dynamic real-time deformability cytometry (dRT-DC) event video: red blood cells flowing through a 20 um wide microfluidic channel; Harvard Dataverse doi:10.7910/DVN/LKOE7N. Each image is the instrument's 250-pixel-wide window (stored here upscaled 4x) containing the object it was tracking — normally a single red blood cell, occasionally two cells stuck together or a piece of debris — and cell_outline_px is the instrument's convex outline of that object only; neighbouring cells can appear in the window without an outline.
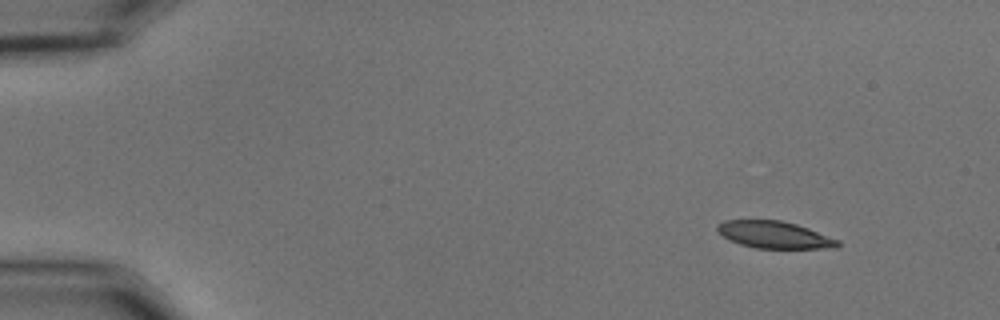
{"species": "common noctule bat (a hibernating species)", "species_latin": "Nyctalus noctula", "temperature_condition": "cold", "stored_images_in_passage": 50, "camera_frame_rate_fps": 3000, "um_per_image_px": 0.085, "animal": {"sex": "male", "body_mass_g": 15.6}, "frame": {"image": 1, "passage_image": 1, "time_ms": 0.0, "image_size_px": [1000, 320], "cell_outline_px": [[840, 244], [836, 248], [756, 248], [740, 244], [724, 236], [716, 228], [724, 220], [780, 220], [796, 224], [808, 228], [840, 240]], "centroid_in_image_um": [65.87, 19.96], "position_along_channel_um": 19.1, "area_um2": 18.73}}
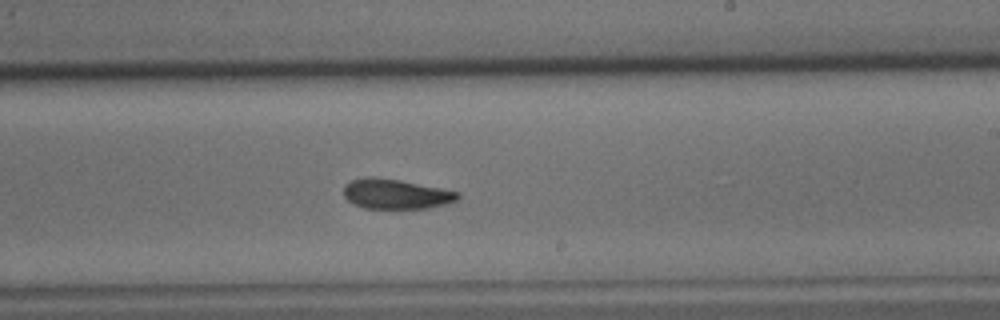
{"frame": {"image": 2, "passage_image": 29, "time_ms": 9.333, "image_size_px": [1000, 320], "cell_outline_px": [[460, 200], [448, 204], [428, 208], [364, 208], [352, 204], [344, 196], [344, 184], [352, 180], [368, 176], [372, 176], [400, 180], [460, 192]], "centroid_in_image_um": [33.67, 16.49], "position_along_channel_um": 255.3, "area_um2": 20.06}}
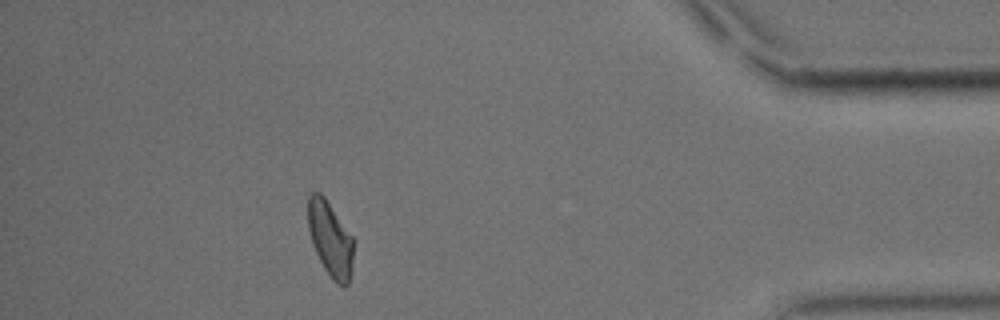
{"frame": {"image": 3, "passage_image": 45, "time_ms": 14.667, "image_size_px": [1000, 320], "cell_outline_px": [[352, 272], [348, 284], [344, 288], [336, 284], [332, 280], [324, 268], [316, 252], [308, 228], [308, 196], [312, 192], [320, 192], [324, 196], [352, 236]], "centroid_in_image_um": [28.07, 20.34], "position_along_channel_um": 407.1, "area_um2": 19.71}, "authors_computed_cell_mechanics": {"area_um2": 20.4612, "velocity_mm_per_s": 3.645, "shape_relaxation_time_tau1_ms": 3.6338, "shape_relaxation_time_tau2_ms": 4.5845, "deformation_change_tau1": 0.1399, "deformation_change_tau2": 0.1226}}